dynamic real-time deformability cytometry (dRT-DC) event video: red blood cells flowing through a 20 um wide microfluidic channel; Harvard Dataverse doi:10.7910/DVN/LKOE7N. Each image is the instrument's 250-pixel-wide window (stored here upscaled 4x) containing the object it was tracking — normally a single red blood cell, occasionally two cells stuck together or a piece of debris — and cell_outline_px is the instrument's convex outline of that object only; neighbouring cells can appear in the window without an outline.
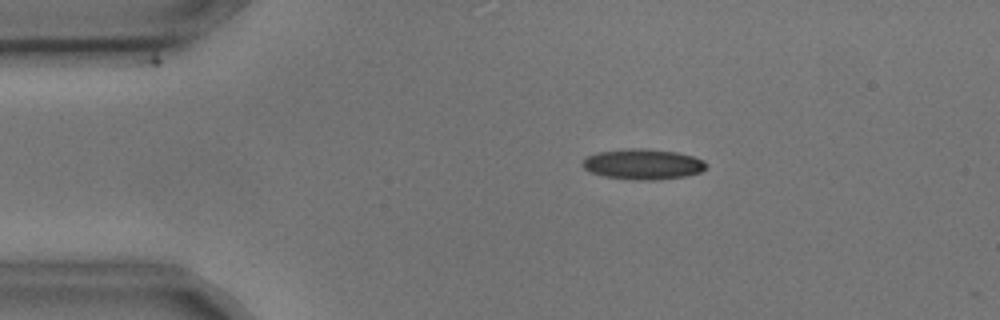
{"species": "common noctule bat (a hibernating species)", "species_latin": "Nyctalus noctula", "temperature_condition": "cold", "stored_images_in_passage": 9, "camera_frame_rate_fps": 3000, "um_per_image_px": 0.085, "animal": {"sex": "male", "body_mass_g": 17.9, "forearm_length_mm": 54.2}, "frame": {"image": 1, "passage_image": 2, "time_ms": 0.333, "image_size_px": [1000, 320], "cell_outline_px": [[708, 164], [700, 172], [684, 176], [652, 180], [636, 180], [604, 176], [592, 172], [584, 168], [580, 164], [588, 156], [596, 152], [628, 148], [644, 148], [676, 152], [692, 156], [704, 160]], "centroid_in_image_um": [54.63, 13.94], "position_along_channel_um": 30.4, "area_um2": 21.85}}
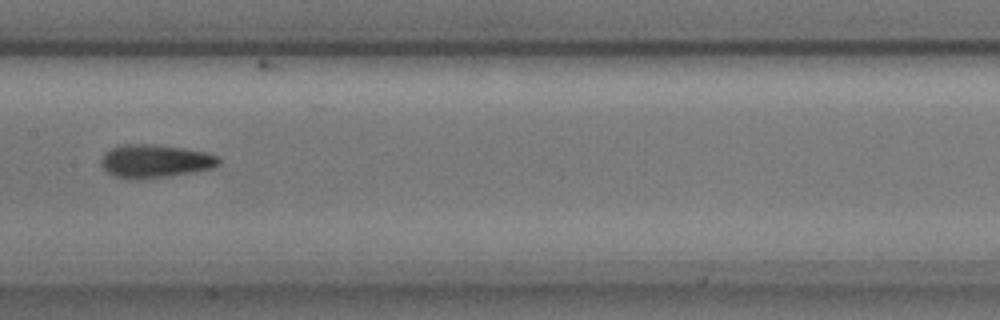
{"frame": {"image": 2, "passage_image": 6, "time_ms": 1.667, "image_size_px": [1000, 320], "cell_outline_px": [[220, 164], [212, 168], [192, 172], [168, 176], [140, 180], [128, 180], [112, 176], [100, 164], [100, 160], [104, 152], [112, 148], [124, 144], [148, 144], [184, 148], [204, 152], [220, 156]], "centroid_in_image_um": [13.15, 13.71], "position_along_channel_um": 194.3, "area_um2": 23.0}}
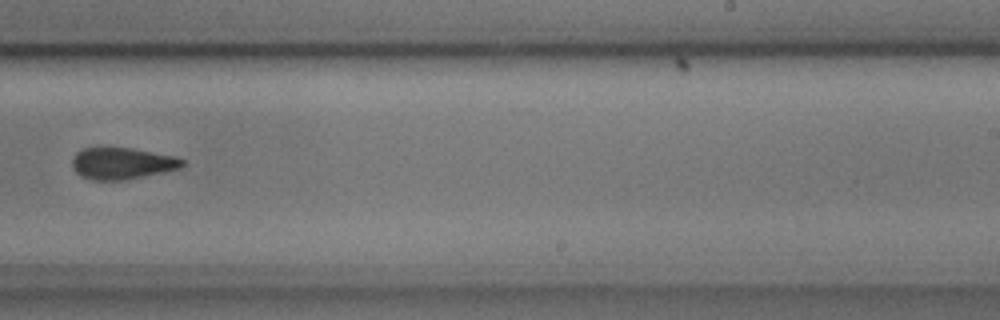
{"frame": {"image": 3, "passage_image": 8, "time_ms": 2.333, "image_size_px": [1000, 320], "cell_outline_px": [[184, 164], [180, 168], [144, 176], [124, 180], [92, 180], [80, 176], [72, 168], [72, 160], [76, 152], [84, 148], [100, 144], [108, 144], [136, 148], [176, 156], [184, 160]], "centroid_in_image_um": [10.32, 13.82], "position_along_channel_um": 278.7, "area_um2": 21.27}}